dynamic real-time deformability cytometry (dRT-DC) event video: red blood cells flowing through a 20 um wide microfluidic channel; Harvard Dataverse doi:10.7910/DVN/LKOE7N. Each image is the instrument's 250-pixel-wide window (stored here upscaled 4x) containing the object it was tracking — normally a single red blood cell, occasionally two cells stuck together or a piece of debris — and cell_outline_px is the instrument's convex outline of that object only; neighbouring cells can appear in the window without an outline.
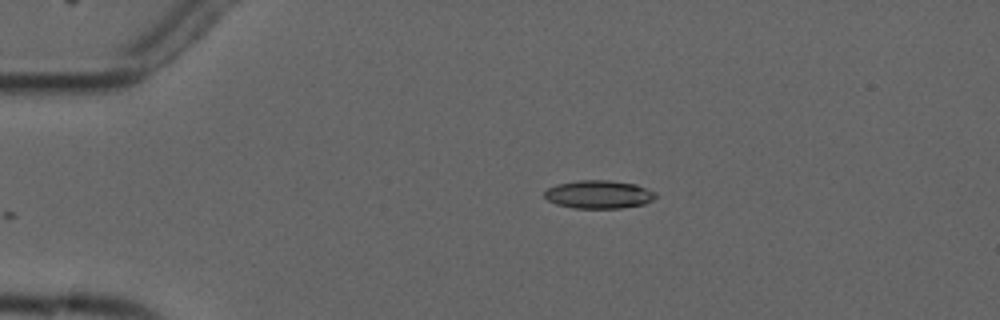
{"species": "common noctule bat (a hibernating species)", "species_latin": "Nyctalus noctula", "temperature_condition": "cold", "stored_images_in_passage": 2, "camera_frame_rate_fps": 3000, "um_per_image_px": 0.085, "animal": {"sex": "male", "forearm_length_mm": 52.5}, "frame": {"image": 1, "passage_image": 2, "time_ms": 1.0, "image_size_px": [1000, 320], "cell_outline_px": [[656, 196], [652, 200], [644, 204], [620, 208], [572, 208], [556, 204], [548, 200], [544, 196], [544, 192], [548, 188], [556, 184], [580, 180], [608, 180], [636, 184], [656, 192]], "centroid_in_image_um": [50.89, 16.52], "position_along_channel_um": 34.1, "area_um2": 18.26}}